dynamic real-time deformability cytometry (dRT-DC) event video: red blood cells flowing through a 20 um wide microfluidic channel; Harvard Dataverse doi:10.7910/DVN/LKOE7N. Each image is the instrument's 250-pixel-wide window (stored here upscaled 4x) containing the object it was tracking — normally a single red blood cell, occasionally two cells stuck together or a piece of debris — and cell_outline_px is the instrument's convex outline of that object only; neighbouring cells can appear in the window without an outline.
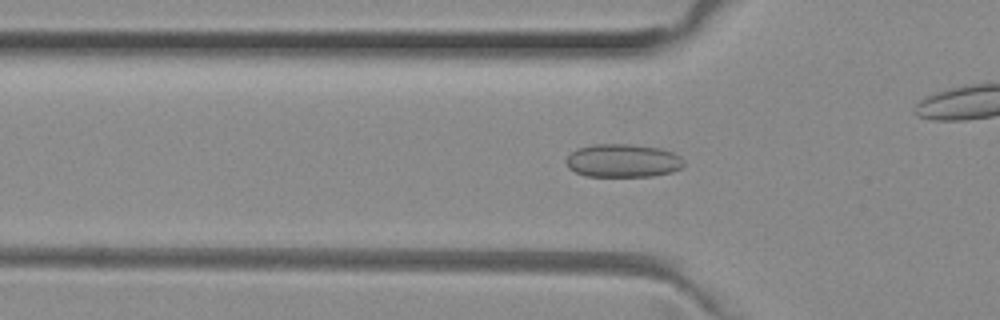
{"species": "common noctule bat (a hibernating species)", "species_latin": "Nyctalus noctula", "temperature_condition": "room temperature", "stored_images_in_passage": 52, "camera_frame_rate_fps": 3000, "um_per_image_px": 0.085, "animal": {"sex": "female", "body_mass_g": 29.2, "forearm_length_mm": 56.3}, "frame": {"image": 1, "passage_image": 16, "time_ms": 5.0, "image_size_px": [1000, 320], "cell_outline_px": [[684, 164], [680, 168], [672, 172], [652, 176], [584, 176], [568, 168], [564, 160], [576, 148], [592, 144], [632, 144], [660, 148], [672, 152], [680, 156], [684, 160]], "centroid_in_image_um": [52.92, 13.65], "position_along_channel_um": 72.9, "area_um2": 23.0}}
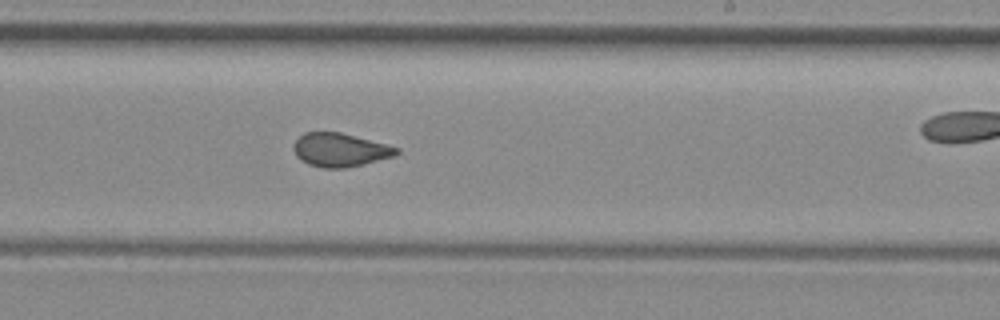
{"frame": {"image": 2, "passage_image": 30, "time_ms": 9.667, "image_size_px": [1000, 320], "cell_outline_px": [[400, 152], [396, 156], [364, 164], [344, 168], [324, 168], [308, 164], [300, 160], [296, 156], [292, 148], [292, 144], [304, 132], [340, 132], [388, 144], [400, 148]], "centroid_in_image_um": [28.92, 12.74], "position_along_channel_um": 260.1, "area_um2": 20.4}}
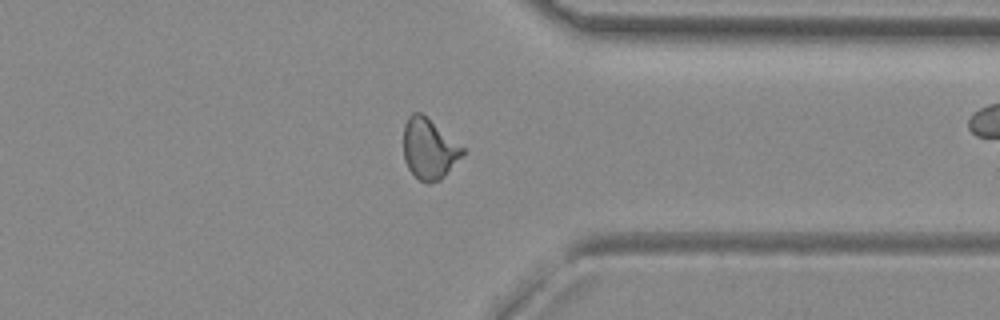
{"frame": {"image": 3, "passage_image": 39, "time_ms": 12.667, "image_size_px": [1000, 320], "cell_outline_px": [[464, 152], [444, 176], [440, 180], [428, 184], [420, 180], [408, 168], [404, 160], [404, 124], [408, 116], [412, 112], [420, 112], [464, 148]], "centroid_in_image_um": [36.44, 12.65], "position_along_channel_um": 375.0, "area_um2": 20.4}, "authors_computed_cell_mechanics": {"area_um2": 21.1837, "velocity_mm_per_s": 4.0094, "shape_relaxation_time_tau1_ms": null, "shape_relaxation_time_tau2_ms": 1.1009, "deformation_change_tau1": null, "deformation_change_tau2": 0.0631}}